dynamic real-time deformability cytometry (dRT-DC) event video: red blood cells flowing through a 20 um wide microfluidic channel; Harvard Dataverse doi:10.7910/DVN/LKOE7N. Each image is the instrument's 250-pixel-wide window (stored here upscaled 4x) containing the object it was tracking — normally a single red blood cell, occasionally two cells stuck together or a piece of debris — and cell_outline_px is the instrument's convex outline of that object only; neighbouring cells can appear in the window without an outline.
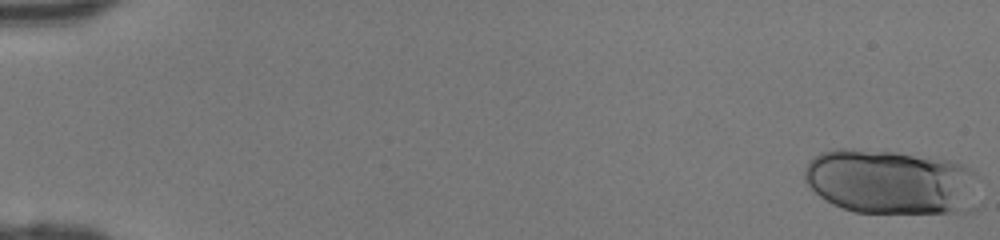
{"species": "human", "species_latin": "Homo sapiens", "temperature_condition": "room temperature", "stored_images_in_passage": 46, "segment_of_instrument_passage": [1, 2], "camera_frame_rate_fps": 3000, "um_per_image_px": 0.085, "donor": {"sex": "female"}, "frame": {"image": 1, "passage_image": 1, "time_ms": 0.0, "image_size_px": [1000, 240], "cell_outline_px": [[980, 176], [956, 208], [948, 212], [852, 212], [832, 204], [820, 196], [804, 180], [804, 168], [808, 160], [820, 152], [836, 148], [852, 148], [896, 152], [948, 160], [964, 164]], "centroid_in_image_um": [75.49, 15.38], "position_along_channel_um": 9.5, "area_um2": 64.22}}
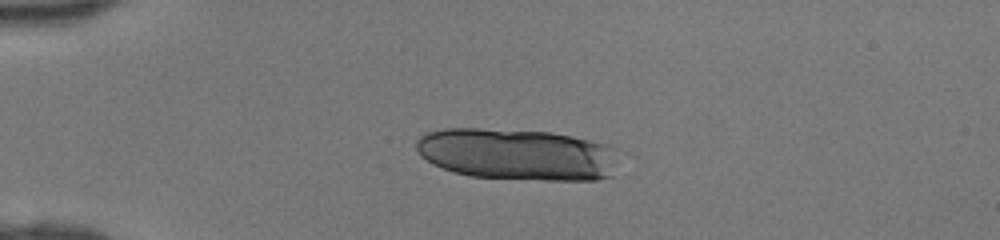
{"frame": {"image": 2, "passage_image": 12, "time_ms": 3.667, "image_size_px": [1000, 240], "cell_outline_px": [[616, 176], [596, 180], [544, 180], [472, 176], [456, 172], [432, 164], [420, 156], [416, 148], [416, 140], [420, 136], [428, 132], [444, 128], [480, 128], [552, 132], [572, 136], [604, 144], [616, 148]], "centroid_in_image_um": [43.99, 13.12], "position_along_channel_um": 41.0, "area_um2": 61.38}}